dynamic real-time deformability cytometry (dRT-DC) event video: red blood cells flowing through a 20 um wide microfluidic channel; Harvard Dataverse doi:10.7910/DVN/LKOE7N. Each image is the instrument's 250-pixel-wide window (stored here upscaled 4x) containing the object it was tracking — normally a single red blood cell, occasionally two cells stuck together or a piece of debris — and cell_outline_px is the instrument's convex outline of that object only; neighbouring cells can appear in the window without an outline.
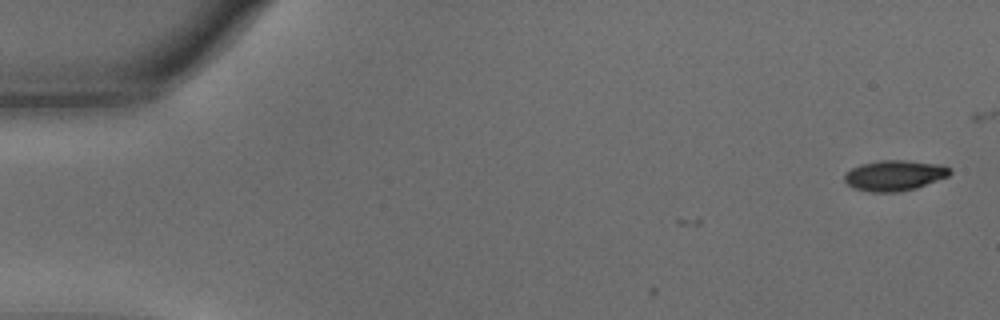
{"species": "common noctule bat (a hibernating species)", "species_latin": "Nyctalus noctula", "temperature_condition": "warm", "stored_images_in_passage": 5, "camera_frame_rate_fps": 3000, "um_per_image_px": 0.085, "animal": {"sex": "male", "body_mass_g": 15.6}, "frame": {"image": 1, "passage_image": 5, "time_ms": 1.333, "image_size_px": [1000, 320], "cell_outline_px": [[952, 172], [948, 176], [916, 188], [900, 192], [868, 192], [852, 188], [844, 180], [844, 176], [852, 168], [860, 164], [880, 160], [904, 160], [940, 164], [948, 168]], "centroid_in_image_um": [76.01, 14.92], "position_along_channel_um": 9.0, "area_um2": 18.73}}